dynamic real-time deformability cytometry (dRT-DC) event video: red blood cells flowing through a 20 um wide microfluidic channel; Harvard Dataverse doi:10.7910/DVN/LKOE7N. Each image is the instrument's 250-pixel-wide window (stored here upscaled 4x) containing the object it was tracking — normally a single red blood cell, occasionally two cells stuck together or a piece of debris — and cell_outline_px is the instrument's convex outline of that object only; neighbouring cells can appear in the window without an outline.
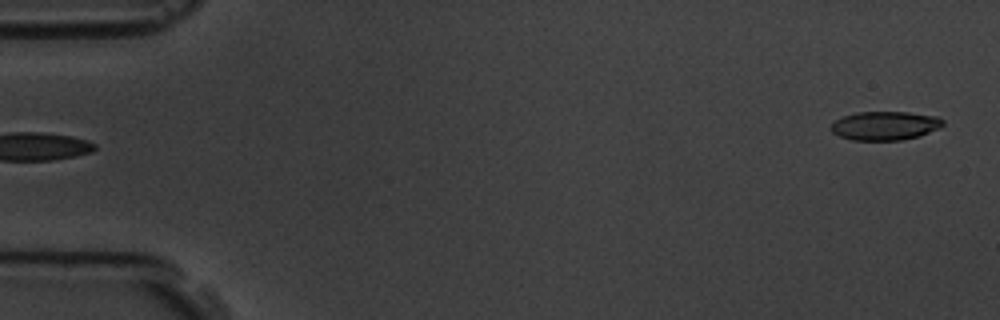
{"species": "common noctule bat (a hibernating species)", "species_latin": "Nyctalus noctula", "temperature_condition": "room temperature", "stored_images_in_passage": 5, "segment_of_instrument_passage": [2, 2], "camera_frame_rate_fps": 3000, "um_per_image_px": 0.085, "animal": {"sex": "male", "body_mass_g": 19.5, "forearm_length_mm": 54.6}, "frame": {"image": 1, "passage_image": 5, "time_ms": 5.333, "image_size_px": [1000, 320], "cell_outline_px": [[944, 124], [940, 128], [920, 136], [900, 140], [852, 140], [840, 136], [832, 132], [832, 124], [836, 120], [844, 116], [856, 112], [908, 112], [940, 116], [944, 120]], "centroid_in_image_um": [75.29, 10.68], "position_along_channel_um": 9.7, "area_um2": 18.84}}